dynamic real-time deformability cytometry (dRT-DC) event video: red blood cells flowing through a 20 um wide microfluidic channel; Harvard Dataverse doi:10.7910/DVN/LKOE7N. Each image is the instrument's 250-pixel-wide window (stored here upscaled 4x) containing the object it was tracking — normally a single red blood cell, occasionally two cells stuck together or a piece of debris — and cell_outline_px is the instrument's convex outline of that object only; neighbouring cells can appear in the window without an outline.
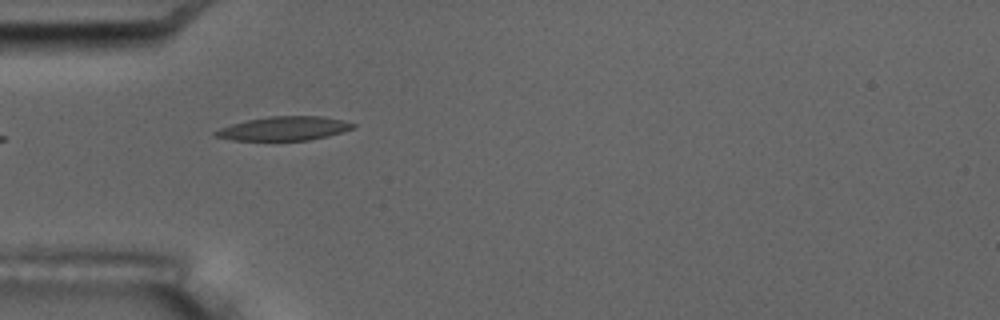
{"species": "common noctule bat (a hibernating species)", "species_latin": "Nyctalus noctula", "temperature_condition": "room temperature", "stored_images_in_passage": 3, "camera_frame_rate_fps": 3000, "um_per_image_px": 0.085, "animal": {"sex": "male", "body_mass_g": 17.5, "forearm_length_mm": 52.3}, "frame": {"image": 1, "passage_image": 2, "time_ms": 1.0, "image_size_px": [1000, 320], "cell_outline_px": [[356, 128], [328, 136], [308, 140], [232, 140], [212, 136], [212, 132], [220, 128], [232, 124], [248, 120], [268, 116], [320, 116], [344, 120], [356, 124]], "centroid_in_image_um": [24.15, 10.92], "position_along_channel_um": 60.8, "area_um2": 19.25}}